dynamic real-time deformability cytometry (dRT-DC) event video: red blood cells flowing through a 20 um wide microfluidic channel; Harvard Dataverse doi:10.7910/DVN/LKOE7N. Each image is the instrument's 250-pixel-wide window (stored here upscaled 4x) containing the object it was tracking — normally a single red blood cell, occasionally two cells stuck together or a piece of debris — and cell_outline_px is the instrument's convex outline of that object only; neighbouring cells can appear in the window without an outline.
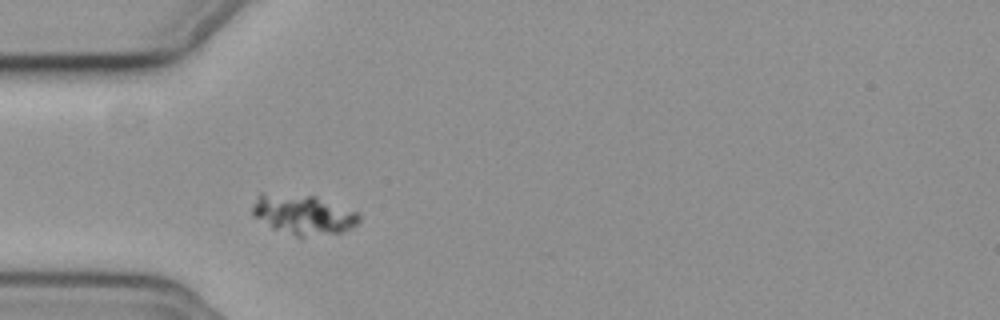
{"species": "common noctule bat (a hibernating species)", "species_latin": "Nyctalus noctula", "temperature_condition": "cold", "stored_images_in_passage": 44, "camera_frame_rate_fps": 3000, "um_per_image_px": 0.085, "animal": {"sex": "female", "body_mass_g": 19.3, "forearm_length_mm": 54.1}, "frame": {"image": 1, "passage_image": 5, "time_ms": 1.333, "image_size_px": [1000, 320], "cell_outline_px": [[360, 220], [352, 228], [344, 232], [304, 236], [296, 236], [272, 228], [252, 216], [252, 208], [256, 196], [260, 192], [264, 192], [316, 196], [360, 212]], "centroid_in_image_um": [25.77, 18.21], "position_along_channel_um": 59.2, "area_um2": 25.09}}
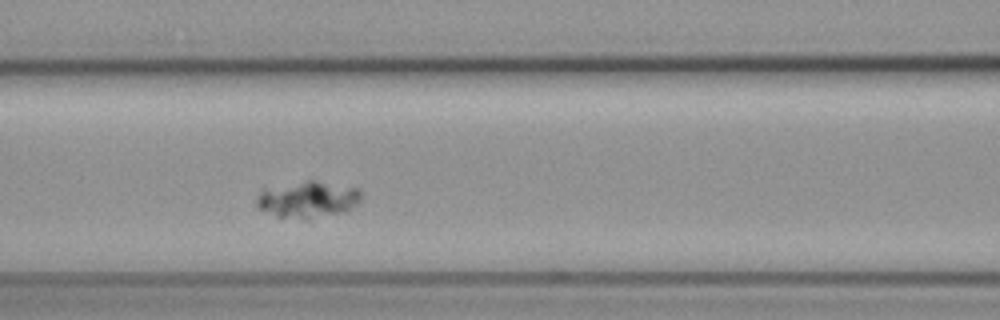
{"frame": {"image": 2, "passage_image": 12, "time_ms": 3.667, "image_size_px": [1000, 320], "cell_outline_px": [[360, 200], [356, 204], [344, 212], [308, 220], [304, 220], [276, 216], [256, 208], [256, 200], [260, 188], [308, 180], [316, 180], [356, 188], [360, 192]], "centroid_in_image_um": [26.08, 16.96], "position_along_channel_um": 140.5, "area_um2": 22.66}}
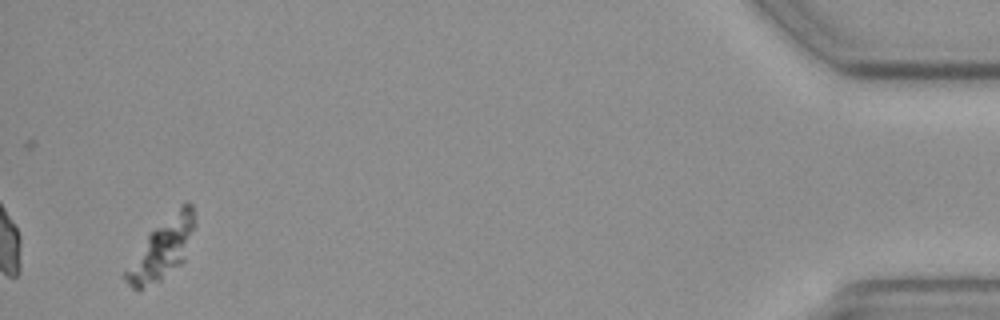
{"frame": {"image": 3, "passage_image": 42, "time_ms": 13.667, "image_size_px": [1000, 320], "cell_outline_px": [[196, 224], [184, 260], [180, 264], [160, 280], [140, 288], [132, 288], [128, 284], [124, 276], [124, 272], [148, 232], [184, 200], [188, 200], [192, 204]], "centroid_in_image_um": [13.82, 21.04], "position_along_channel_um": 421.4, "area_um2": 24.22}}